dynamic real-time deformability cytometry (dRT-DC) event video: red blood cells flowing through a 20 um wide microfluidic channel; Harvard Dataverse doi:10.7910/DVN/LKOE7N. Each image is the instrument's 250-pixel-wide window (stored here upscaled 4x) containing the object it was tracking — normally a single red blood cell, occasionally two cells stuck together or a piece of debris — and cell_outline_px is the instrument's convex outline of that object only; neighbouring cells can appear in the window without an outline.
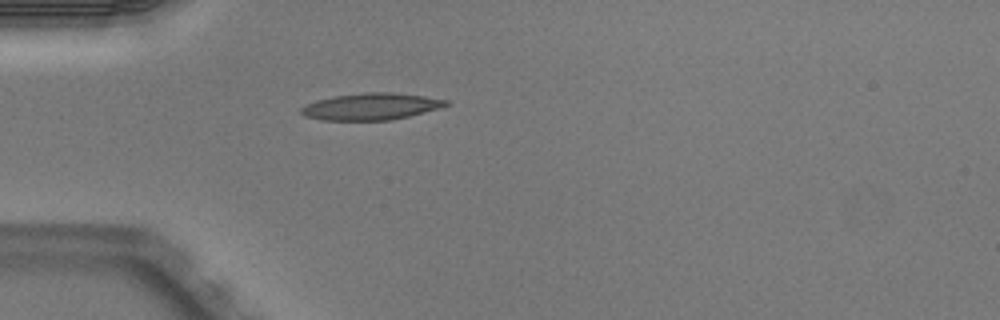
{"species": "Egyptian fruit bat (a non-hibernating species)", "species_latin": "Rousettus aegyptiacus", "temperature_condition": "warm", "stored_images_in_passage": 4, "camera_frame_rate_fps": 3000, "um_per_image_px": 0.085, "animal": {"sex": "male"}, "frame": {"image": 1, "passage_image": 4, "time_ms": 1.0, "image_size_px": [1000, 320], "cell_outline_px": [[448, 104], [440, 108], [408, 116], [388, 120], [324, 120], [304, 116], [300, 112], [300, 108], [316, 100], [336, 96], [368, 92], [392, 92], [424, 96], [448, 100]], "centroid_in_image_um": [31.53, 9.05], "position_along_channel_um": 53.5, "area_um2": 22.31}}